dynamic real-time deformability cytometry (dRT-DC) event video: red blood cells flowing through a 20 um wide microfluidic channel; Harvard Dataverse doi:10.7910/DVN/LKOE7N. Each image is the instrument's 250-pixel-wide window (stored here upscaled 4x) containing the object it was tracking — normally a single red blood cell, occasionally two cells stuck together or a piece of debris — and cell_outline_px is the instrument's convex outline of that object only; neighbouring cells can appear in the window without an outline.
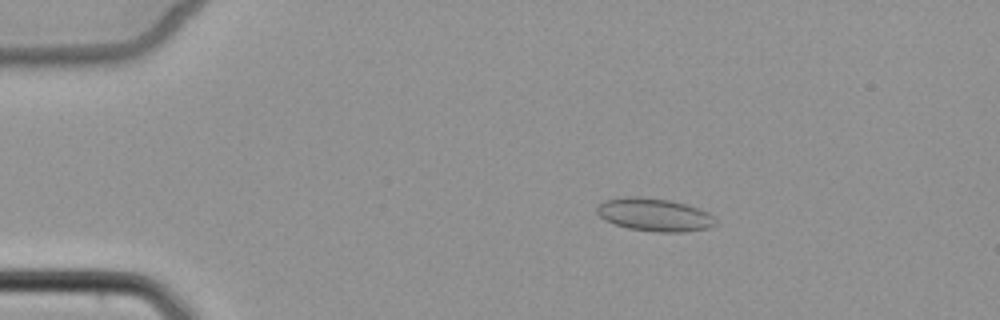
{"species": "common noctule bat (a hibernating species)", "species_latin": "Nyctalus noctula", "temperature_condition": "cold", "stored_images_in_passage": 7, "camera_frame_rate_fps": 3000, "um_per_image_px": 0.085, "animal": {"sex": "female", "body_mass_g": 22.7, "forearm_length_mm": 54.2}, "frame": {"image": 1, "passage_image": 2, "time_ms": 1.0, "image_size_px": [1000, 320], "cell_outline_px": [[716, 224], [708, 228], [684, 232], [656, 232], [628, 228], [604, 220], [596, 212], [596, 208], [604, 200], [628, 196], [640, 196], [668, 200], [700, 208], [708, 212], [716, 220]], "centroid_in_image_um": [55.62, 18.25], "position_along_channel_um": 29.4, "area_um2": 22.77}}
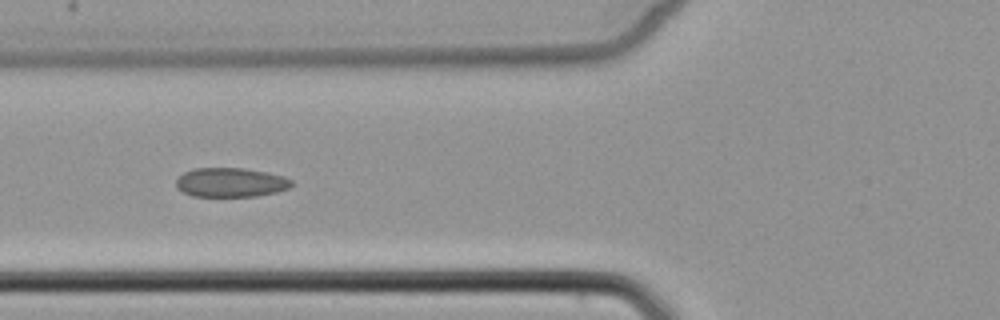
{"frame": {"image": 2, "passage_image": 5, "time_ms": 4.667, "image_size_px": [1000, 320], "cell_outline_px": [[292, 184], [288, 188], [276, 192], [256, 196], [192, 196], [176, 188], [176, 180], [184, 172], [192, 168], [244, 168], [268, 172], [284, 176], [292, 180]], "centroid_in_image_um": [19.6, 15.5], "position_along_channel_um": 106.2, "area_um2": 19.71}}
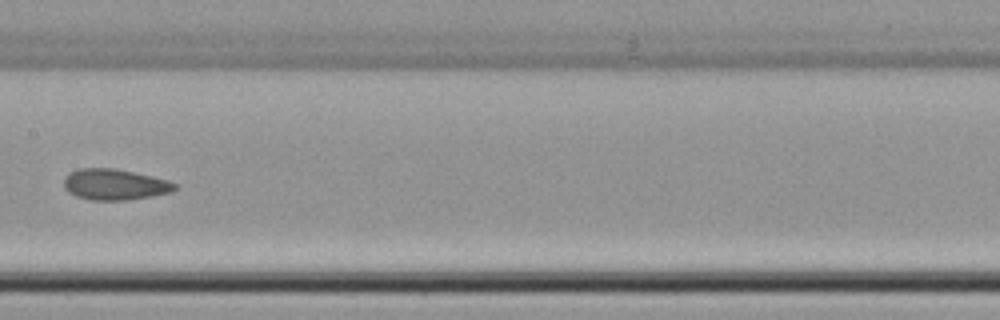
{"frame": {"image": 3, "passage_image": 7, "time_ms": 7.0, "image_size_px": [1000, 320], "cell_outline_px": [[176, 188], [172, 192], [152, 196], [128, 200], [92, 200], [76, 196], [68, 192], [64, 188], [64, 176], [68, 172], [80, 168], [116, 168], [152, 176], [168, 180], [176, 184]], "centroid_in_image_um": [9.73, 15.67], "position_along_channel_um": 197.7, "area_um2": 20.17}}